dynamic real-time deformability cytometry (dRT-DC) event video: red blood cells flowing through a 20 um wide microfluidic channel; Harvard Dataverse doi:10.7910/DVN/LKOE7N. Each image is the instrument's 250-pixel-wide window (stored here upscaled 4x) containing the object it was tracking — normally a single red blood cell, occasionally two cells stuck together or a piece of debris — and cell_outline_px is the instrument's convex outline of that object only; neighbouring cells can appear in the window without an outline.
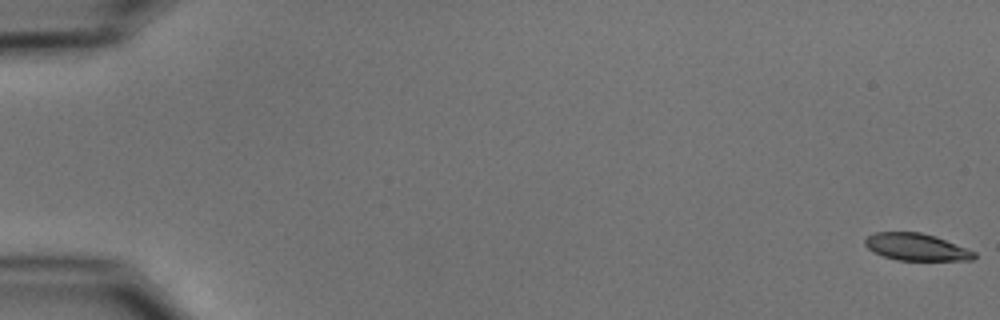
{"species": "common noctule bat (a hibernating species)", "species_latin": "Nyctalus noctula", "temperature_condition": "cold", "stored_images_in_passage": 55, "camera_frame_rate_fps": 3000, "um_per_image_px": 0.085, "animal": {"sex": "male", "body_mass_g": 15.6}, "frame": {"image": 1, "passage_image": 1, "time_ms": 0.0, "image_size_px": [1000, 320], "cell_outline_px": [[976, 256], [972, 260], [900, 260], [884, 256], [872, 252], [864, 244], [864, 240], [868, 236], [876, 232], [920, 232], [936, 236], [976, 252]], "centroid_in_image_um": [77.88, 20.99], "position_along_channel_um": 7.1, "area_um2": 17.17}}
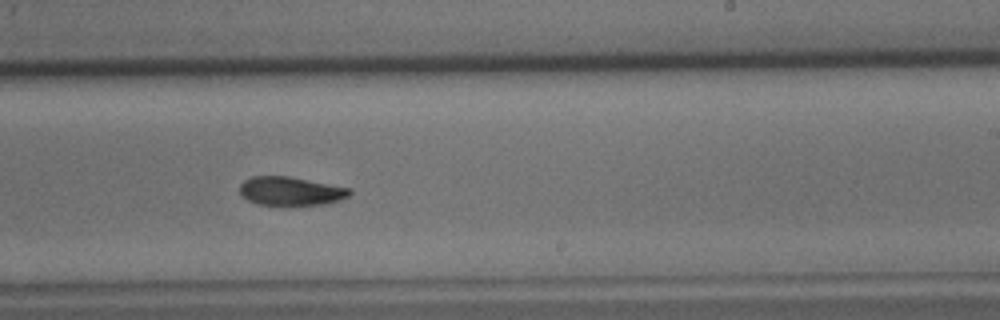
{"frame": {"image": 2, "passage_image": 35, "time_ms": 11.333, "image_size_px": [1000, 320], "cell_outline_px": [[352, 192], [348, 196], [340, 200], [324, 204], [256, 204], [248, 200], [240, 192], [240, 184], [244, 180], [252, 176], [288, 176], [352, 188]], "centroid_in_image_um": [24.73, 16.22], "position_along_channel_um": 264.3, "area_um2": 18.15}}
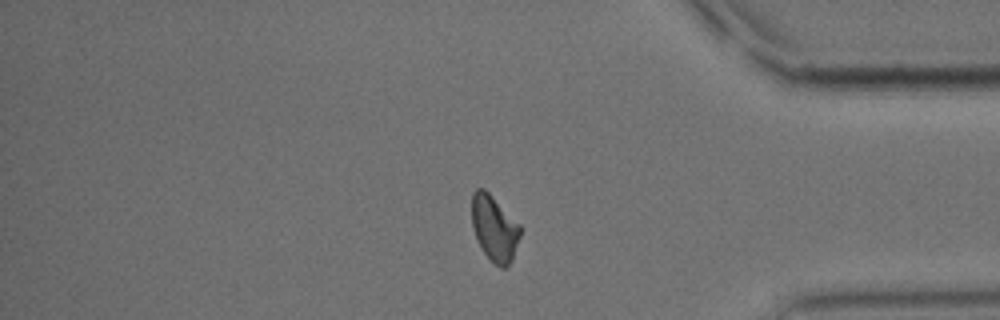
{"frame": {"image": 3, "passage_image": 47, "time_ms": 15.333, "image_size_px": [1000, 320], "cell_outline_px": [[520, 236], [512, 260], [504, 268], [500, 268], [484, 252], [472, 228], [472, 192], [476, 188], [484, 188], [520, 224]], "centroid_in_image_um": [42.02, 19.37], "position_along_channel_um": 393.2, "area_um2": 18.26}, "authors_computed_cell_mechanics": {"area_um2": 18.785, "velocity_mm_per_s": 3.7013, "shape_relaxation_time_tau1_ms": 2.8919, "shape_relaxation_time_tau2_ms": 4.7166, "deformation_change_tau1": 0.1245, "deformation_change_tau2": 0.1071}}